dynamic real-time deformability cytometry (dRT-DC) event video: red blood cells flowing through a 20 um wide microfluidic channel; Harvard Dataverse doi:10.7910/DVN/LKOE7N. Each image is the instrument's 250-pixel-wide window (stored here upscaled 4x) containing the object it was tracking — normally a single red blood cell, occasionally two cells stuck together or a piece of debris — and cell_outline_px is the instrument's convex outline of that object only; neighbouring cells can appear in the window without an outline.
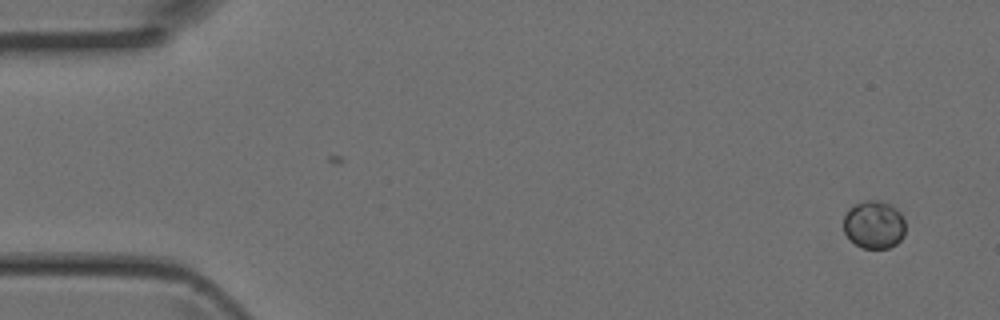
{"species": "Egyptian fruit bat (a non-hibernating species)", "species_latin": "Rousettus aegyptiacus", "temperature_condition": "room temperature", "stored_images_in_passage": 4, "camera_frame_rate_fps": 3000, "um_per_image_px": 0.085, "animal": {"sex": "female"}, "frame": {"image": 1, "passage_image": 4, "time_ms": 1.0, "image_size_px": [1000, 320], "cell_outline_px": [[904, 236], [896, 244], [888, 248], [864, 248], [856, 244], [844, 232], [844, 216], [848, 208], [864, 200], [884, 200], [892, 204], [900, 212], [904, 220]], "centroid_in_image_um": [74.31, 19.06], "position_along_channel_um": 10.7, "area_um2": 17.4}}